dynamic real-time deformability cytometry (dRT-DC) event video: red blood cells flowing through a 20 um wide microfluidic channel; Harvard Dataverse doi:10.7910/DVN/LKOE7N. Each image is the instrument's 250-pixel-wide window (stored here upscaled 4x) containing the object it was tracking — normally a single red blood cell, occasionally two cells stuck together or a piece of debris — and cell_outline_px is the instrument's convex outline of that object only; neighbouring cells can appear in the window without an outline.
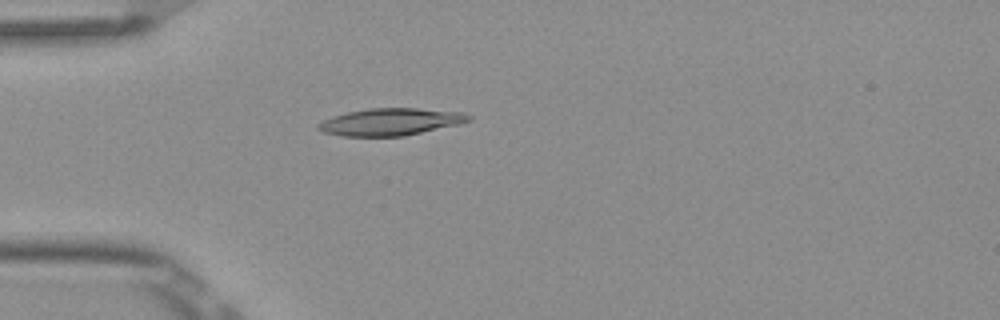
{"species": "Egyptian fruit bat (a non-hibernating species)", "species_latin": "Rousettus aegyptiacus", "temperature_condition": "room temperature", "stored_images_in_passage": 5, "camera_frame_rate_fps": 3000, "um_per_image_px": 0.085, "frame": {"image": 1, "passage_image": 5, "time_ms": 1.333, "image_size_px": [1000, 320], "cell_outline_px": [[472, 120], [456, 124], [404, 136], [340, 136], [324, 132], [316, 128], [316, 124], [332, 116], [348, 112], [368, 108], [416, 108], [464, 112], [472, 116]], "centroid_in_image_um": [33.17, 10.35], "position_along_channel_um": 51.8, "area_um2": 23.7}}